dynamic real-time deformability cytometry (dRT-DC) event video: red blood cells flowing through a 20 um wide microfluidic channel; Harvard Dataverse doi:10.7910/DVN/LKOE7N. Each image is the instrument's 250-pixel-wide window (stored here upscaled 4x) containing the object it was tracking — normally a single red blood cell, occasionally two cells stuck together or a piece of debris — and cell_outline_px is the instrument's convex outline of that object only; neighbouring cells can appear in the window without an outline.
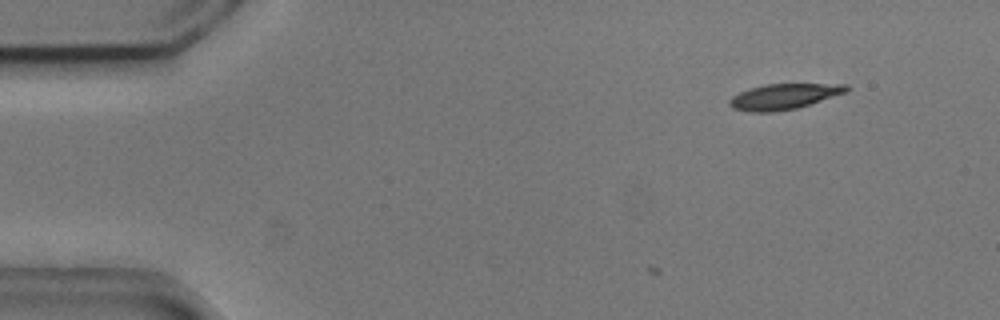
{"species": "common noctule bat (a hibernating species)", "species_latin": "Nyctalus noctula", "temperature_condition": "cold", "stored_images_in_passage": 3, "camera_frame_rate_fps": 3000, "um_per_image_px": 0.085, "animal": {"sex": "male", "body_mass_g": 20.5, "forearm_length_mm": 52.5}, "frame": {"image": 1, "passage_image": 3, "time_ms": 0.667, "image_size_px": [1000, 320], "cell_outline_px": [[848, 92], [796, 108], [772, 112], [752, 112], [732, 108], [728, 104], [728, 100], [732, 96], [740, 92], [764, 84], [848, 84]], "centroid_in_image_um": [66.62, 8.2], "position_along_channel_um": 18.4, "area_um2": 17.28}}